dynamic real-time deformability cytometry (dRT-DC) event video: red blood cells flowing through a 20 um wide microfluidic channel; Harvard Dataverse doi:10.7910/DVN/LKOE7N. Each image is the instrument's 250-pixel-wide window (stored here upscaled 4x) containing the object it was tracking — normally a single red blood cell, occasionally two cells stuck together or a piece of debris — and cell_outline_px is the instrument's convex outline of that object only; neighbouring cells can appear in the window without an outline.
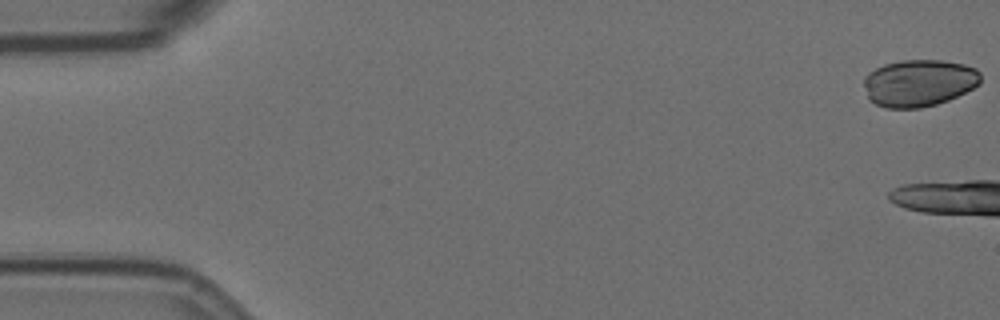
{"species": "Egyptian fruit bat (a non-hibernating species)", "species_latin": "Rousettus aegyptiacus", "temperature_condition": "room temperature", "stored_images_in_passage": 16, "camera_frame_rate_fps": 3000, "um_per_image_px": 0.085, "animal": {"sex": "female"}, "frame": {"image": 1, "passage_image": 1, "time_ms": 0.0, "image_size_px": [1000, 320], "cell_outline_px": [[980, 84], [948, 100], [936, 104], [920, 108], [888, 108], [876, 104], [868, 100], [864, 84], [864, 76], [868, 72], [884, 64], [904, 60], [940, 60], [964, 64], [976, 68], [980, 72]], "centroid_in_image_um": [78.09, 7.05], "position_along_channel_um": 6.9, "area_um2": 32.02}}
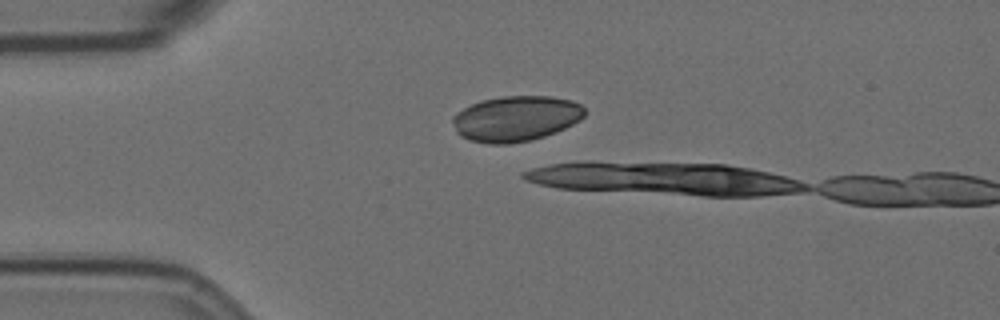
{"frame": {"image": 2, "passage_image": 14, "time_ms": 4.333, "image_size_px": [1000, 320], "cell_outline_px": [[588, 112], [580, 120], [556, 132], [532, 140], [508, 144], [488, 144], [468, 140], [460, 136], [456, 132], [452, 120], [452, 116], [456, 112], [480, 100], [500, 96], [552, 96], [572, 100], [580, 104]], "centroid_in_image_um": [43.84, 10.08], "position_along_channel_um": 41.2, "area_um2": 35.37}}